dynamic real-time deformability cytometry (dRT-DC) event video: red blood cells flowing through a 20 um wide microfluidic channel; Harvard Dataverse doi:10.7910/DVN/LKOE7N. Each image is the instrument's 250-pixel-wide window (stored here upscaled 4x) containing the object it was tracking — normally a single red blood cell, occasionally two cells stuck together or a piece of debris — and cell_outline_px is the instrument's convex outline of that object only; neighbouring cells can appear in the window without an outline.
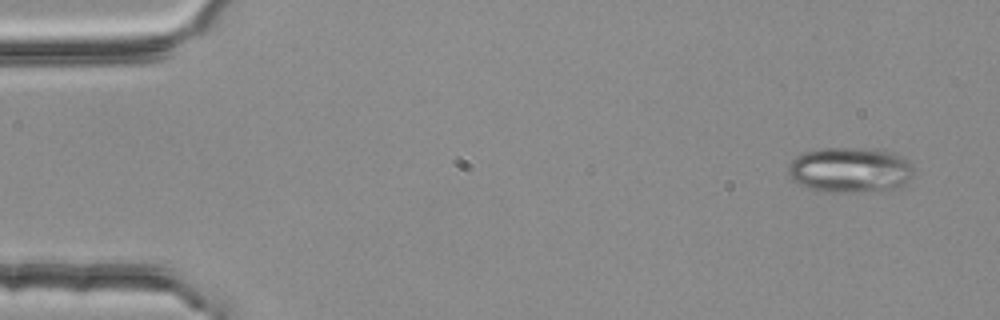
{"species": "common noctule bat (a hibernating species)", "species_latin": "Nyctalus noctula", "temperature_condition": "room temperature", "stored_images_in_passage": 4, "segment_of_instrument_passage": [1, 2], "camera_frame_rate_fps": 3000, "um_per_image_px": 0.085, "animal": {"sex": "female", "body_mass_g": 25.1}, "frame": {"image": 1, "passage_image": 1, "time_ms": 0.0, "image_size_px": [1000, 320], "cell_outline_px": [[912, 176], [904, 188], [892, 192], [824, 192], [808, 188], [792, 180], [788, 176], [788, 164], [796, 156], [804, 152], [824, 148], [876, 148], [904, 156], [912, 164]], "centroid_in_image_um": [72.33, 14.47], "position_along_channel_um": 12.7, "area_um2": 34.28}}